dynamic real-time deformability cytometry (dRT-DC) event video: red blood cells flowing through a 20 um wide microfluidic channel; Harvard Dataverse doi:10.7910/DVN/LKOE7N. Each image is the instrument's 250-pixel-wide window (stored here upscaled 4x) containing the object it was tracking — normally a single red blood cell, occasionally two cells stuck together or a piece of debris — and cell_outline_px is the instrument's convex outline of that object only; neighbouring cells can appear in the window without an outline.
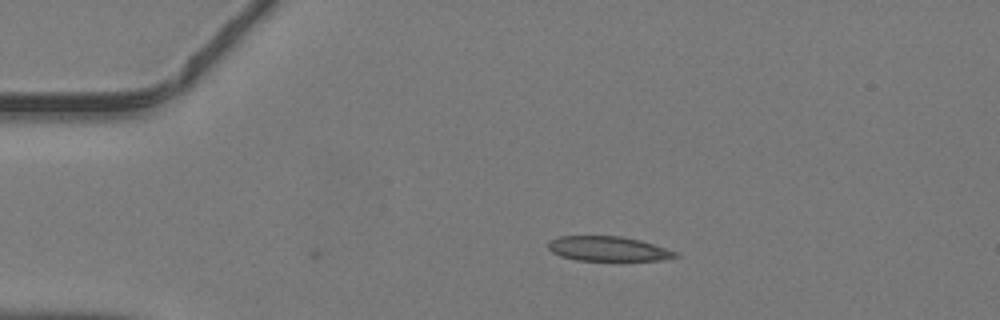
{"species": "common noctule bat (a hibernating species)", "species_latin": "Nyctalus noctula", "temperature_condition": "warm", "stored_images_in_passage": 3, "camera_frame_rate_fps": 3000, "um_per_image_px": 0.085, "animal": {"sex": "male", "body_mass_g": 19.2, "forearm_length_mm": 51.8}, "frame": {"image": 1, "passage_image": 1, "time_ms": 0.0, "image_size_px": [1000, 320], "cell_outline_px": [[680, 256], [660, 260], [576, 260], [560, 256], [552, 252], [548, 248], [548, 240], [560, 236], [620, 236], [640, 240], [676, 252]], "centroid_in_image_um": [51.63, 21.14], "position_along_channel_um": 33.4, "area_um2": 18.15}}